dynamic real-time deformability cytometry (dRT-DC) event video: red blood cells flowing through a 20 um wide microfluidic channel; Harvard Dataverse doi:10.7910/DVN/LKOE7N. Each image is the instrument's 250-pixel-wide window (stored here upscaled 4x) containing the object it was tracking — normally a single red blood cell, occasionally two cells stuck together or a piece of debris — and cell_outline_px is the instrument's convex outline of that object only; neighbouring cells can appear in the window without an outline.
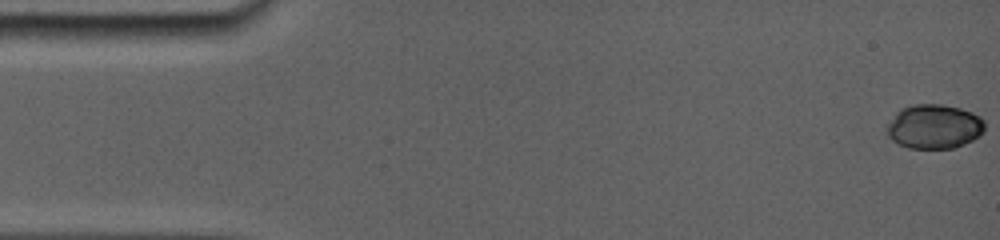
{"species": "common noctule bat (a hibernating species)", "species_latin": "Nyctalus noctula", "temperature_condition": "room temperature", "stored_images_in_passage": 13, "camera_frame_rate_fps": 5000, "um_per_image_px": 0.085, "animal": {"sex": "female", "body_mass_g": 19.0, "forearm_length_mm": 56.7}, "frame": {"image": 1, "passage_image": 1, "time_ms": 0.0, "image_size_px": [1000, 240], "cell_outline_px": [[984, 128], [972, 140], [952, 148], [912, 148], [900, 144], [888, 132], [888, 128], [900, 108], [916, 104], [940, 104], [960, 108], [984, 120]], "centroid_in_image_um": [79.43, 10.74], "position_along_channel_um": 5.6, "area_um2": 24.22}}
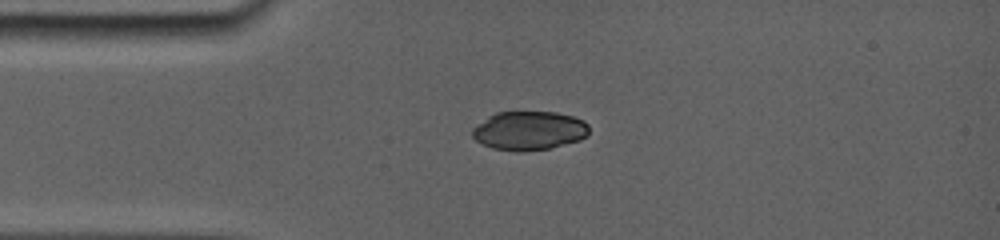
{"frame": {"image": 2, "passage_image": 10, "time_ms": 3.8, "image_size_px": [1000, 240], "cell_outline_px": [[588, 132], [584, 136], [576, 140], [548, 148], [496, 148], [484, 144], [476, 140], [472, 136], [472, 132], [488, 116], [496, 112], [556, 112], [572, 116], [584, 120], [588, 124]], "centroid_in_image_um": [45.0, 11.04], "position_along_channel_um": 40.0, "area_um2": 25.03}}